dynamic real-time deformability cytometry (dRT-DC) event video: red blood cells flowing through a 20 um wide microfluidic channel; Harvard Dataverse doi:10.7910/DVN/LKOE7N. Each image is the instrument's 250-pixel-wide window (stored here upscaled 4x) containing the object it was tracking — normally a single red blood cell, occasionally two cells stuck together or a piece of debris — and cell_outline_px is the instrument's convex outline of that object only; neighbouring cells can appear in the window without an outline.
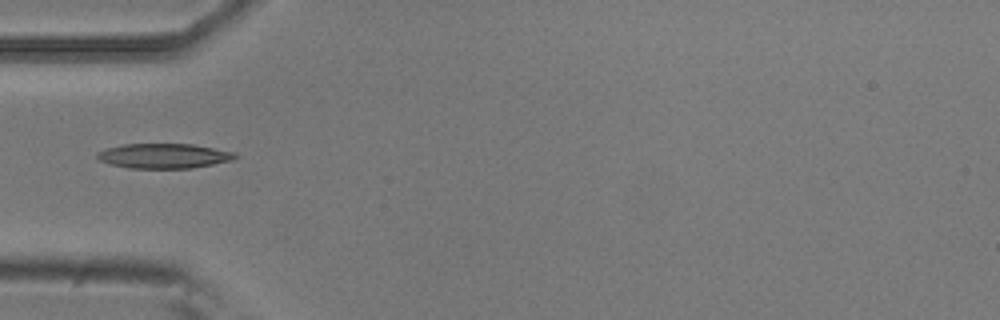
{"species": "common noctule bat (a hibernating species)", "species_latin": "Nyctalus noctula", "temperature_condition": "room temperature", "stored_images_in_passage": 6, "camera_frame_rate_fps": 3000, "um_per_image_px": 0.085, "animal": {"sex": "male", "body_mass_g": 20.5, "forearm_length_mm": 52.5}, "frame": {"image": 1, "passage_image": 5, "time_ms": 1.333, "image_size_px": [1000, 320], "cell_outline_px": [[240, 156], [232, 160], [192, 168], [128, 168], [108, 164], [100, 160], [96, 156], [96, 152], [104, 148], [124, 144], [192, 144], [236, 152]], "centroid_in_image_um": [13.91, 13.25], "position_along_channel_um": 71.1, "area_um2": 20.11}}
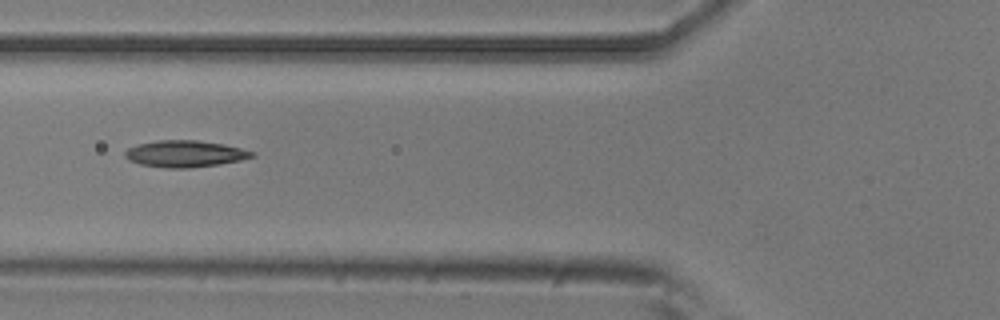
{"frame": {"image": 2, "passage_image": 6, "time_ms": 1.667, "image_size_px": [1000, 320], "cell_outline_px": [[256, 156], [240, 160], [220, 164], [188, 168], [164, 168], [140, 164], [128, 160], [124, 156], [124, 152], [128, 148], [136, 144], [156, 140], [196, 140], [224, 144], [256, 152]], "centroid_in_image_um": [15.7, 13.07], "position_along_channel_um": 110.1, "area_um2": 19.88}}